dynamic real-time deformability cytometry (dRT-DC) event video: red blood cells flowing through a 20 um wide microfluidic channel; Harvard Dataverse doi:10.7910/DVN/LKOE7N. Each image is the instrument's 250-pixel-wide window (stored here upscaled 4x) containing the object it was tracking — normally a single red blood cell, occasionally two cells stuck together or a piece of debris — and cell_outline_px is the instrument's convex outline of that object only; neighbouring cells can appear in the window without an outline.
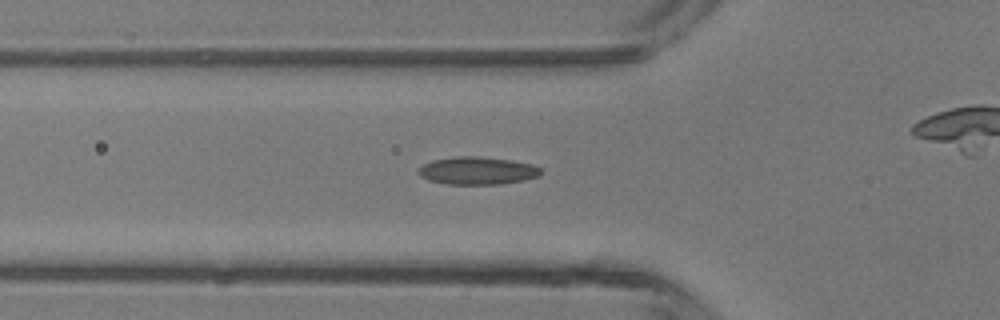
{"species": "common noctule bat (a hibernating species)", "species_latin": "Nyctalus noctula", "temperature_condition": "room temperature", "stored_images_in_passage": 44, "camera_frame_rate_fps": 3000, "um_per_image_px": 0.085, "animal": {"sex": "male", "body_mass_g": 13.3}, "frame": {"image": 1, "passage_image": 16, "time_ms": 5.0, "image_size_px": [1000, 320], "cell_outline_px": [[544, 172], [540, 176], [524, 180], [500, 184], [448, 184], [428, 180], [420, 176], [416, 172], [416, 168], [432, 160], [456, 156], [480, 156], [508, 160], [532, 164], [540, 168]], "centroid_in_image_um": [40.55, 14.51], "position_along_channel_um": 85.2, "area_um2": 19.94}}
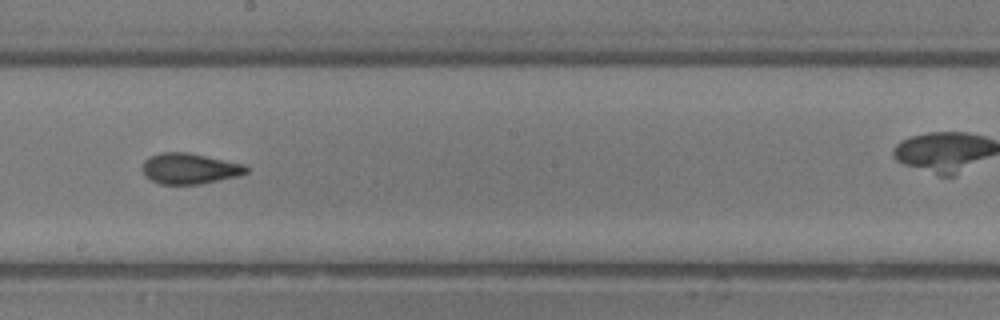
{"frame": {"image": 2, "passage_image": 26, "time_ms": 8.333, "image_size_px": [1000, 320], "cell_outline_px": [[248, 172], [240, 176], [200, 184], [160, 184], [144, 176], [144, 160], [148, 156], [160, 152], [188, 152], [244, 164], [248, 168]], "centroid_in_image_um": [16.13, 14.32], "position_along_channel_um": 232.1, "area_um2": 18.67}}
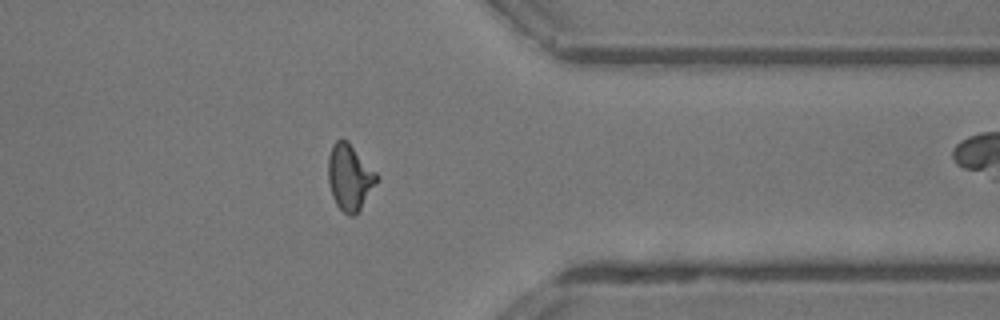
{"frame": {"image": 3, "passage_image": 37, "time_ms": 12.0, "image_size_px": [1000, 320], "cell_outline_px": [[380, 180], [356, 216], [348, 216], [336, 204], [332, 196], [328, 180], [328, 156], [332, 144], [336, 140], [348, 140], [380, 176]], "centroid_in_image_um": [29.75, 15.08], "position_along_channel_um": 381.6, "area_um2": 19.13}, "authors_computed_cell_mechanics": {"area_um2": 18.2648, "velocity_mm_per_s": 4.3826, "shape_relaxation_time_tau1_ms": 4.4328, "shape_relaxation_time_tau2_ms": 1.3218, "deformation_change_tau1": 0.1385, "deformation_change_tau2": 0.0758}}